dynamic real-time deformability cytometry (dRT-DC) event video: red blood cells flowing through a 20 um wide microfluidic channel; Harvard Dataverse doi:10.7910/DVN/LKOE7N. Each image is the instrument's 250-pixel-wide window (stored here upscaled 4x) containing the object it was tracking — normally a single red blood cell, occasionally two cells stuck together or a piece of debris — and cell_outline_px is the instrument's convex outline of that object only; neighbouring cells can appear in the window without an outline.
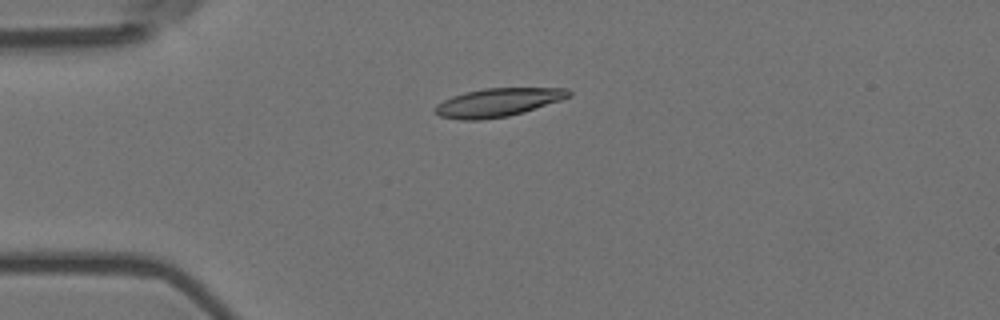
{"species": "Egyptian fruit bat (a non-hibernating species)", "species_latin": "Rousettus aegyptiacus", "temperature_condition": "room temperature", "stored_images_in_passage": 16, "segment_of_instrument_passage": [1, 2], "camera_frame_rate_fps": 3000, "um_per_image_px": 0.085, "animal": {"sex": "female"}, "frame": {"image": 1, "passage_image": 4, "time_ms": 1.0, "image_size_px": [1000, 320], "cell_outline_px": [[572, 96], [524, 112], [508, 116], [480, 120], [460, 120], [440, 116], [432, 108], [436, 104], [452, 96], [464, 92], [484, 88], [568, 88], [572, 92]], "centroid_in_image_um": [42.31, 8.7], "position_along_channel_um": 42.7, "area_um2": 22.2}}
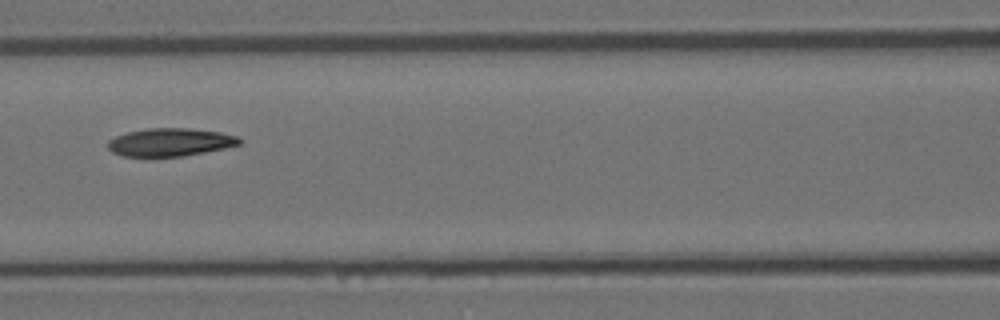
{"frame": {"image": 2, "passage_image": 7, "time_ms": 2.0, "image_size_px": [1000, 320], "cell_outline_px": [[244, 140], [240, 144], [224, 148], [204, 152], [180, 156], [120, 156], [112, 152], [108, 148], [108, 140], [116, 136], [128, 132], [148, 128], [188, 128], [220, 132], [236, 136]], "centroid_in_image_um": [14.46, 12.08], "position_along_channel_um": 152.1, "area_um2": 21.33}}
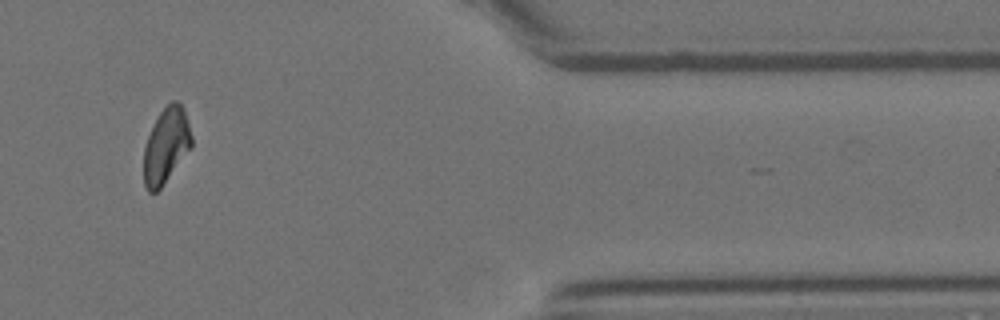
{"frame": {"image": 3, "passage_image": 13, "time_ms": 4.0, "image_size_px": [1000, 320], "cell_outline_px": [[192, 148], [160, 188], [156, 192], [148, 192], [144, 184], [144, 148], [148, 136], [160, 112], [172, 100], [176, 100], [184, 108], [192, 136]], "centroid_in_image_um": [14.14, 12.38], "position_along_channel_um": 397.3, "area_um2": 20.87}}